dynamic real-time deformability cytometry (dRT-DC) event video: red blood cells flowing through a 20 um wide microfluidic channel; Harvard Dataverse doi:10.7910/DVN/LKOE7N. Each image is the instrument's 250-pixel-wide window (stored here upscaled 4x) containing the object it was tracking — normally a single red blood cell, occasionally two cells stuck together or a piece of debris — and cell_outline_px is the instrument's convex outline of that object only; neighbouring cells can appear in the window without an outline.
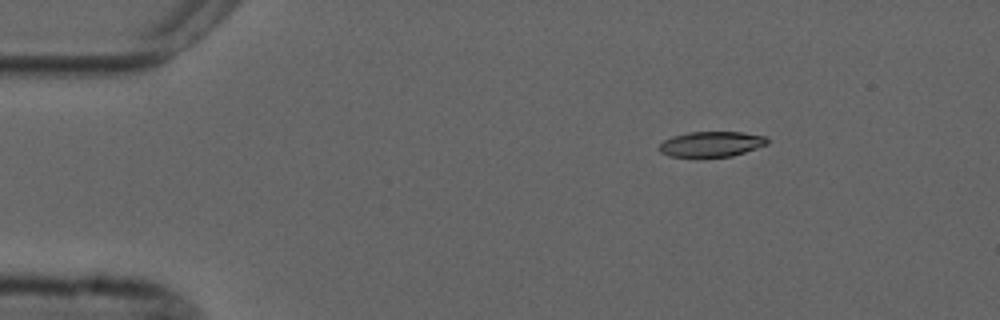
{"species": "common noctule bat (a hibernating species)", "species_latin": "Nyctalus noctula", "temperature_condition": "cold", "stored_images_in_passage": 4, "camera_frame_rate_fps": 3000, "um_per_image_px": 0.085, "animal": {"sex": "male", "forearm_length_mm": 52.5}, "frame": {"image": 1, "passage_image": 1, "time_ms": 0.0, "image_size_px": [1000, 320], "cell_outline_px": [[768, 144], [732, 156], [696, 160], [668, 156], [660, 152], [656, 148], [664, 140], [672, 136], [688, 132], [740, 132], [764, 136], [768, 140]], "centroid_in_image_um": [60.36, 12.3], "position_along_channel_um": 24.6, "area_um2": 16.7}}
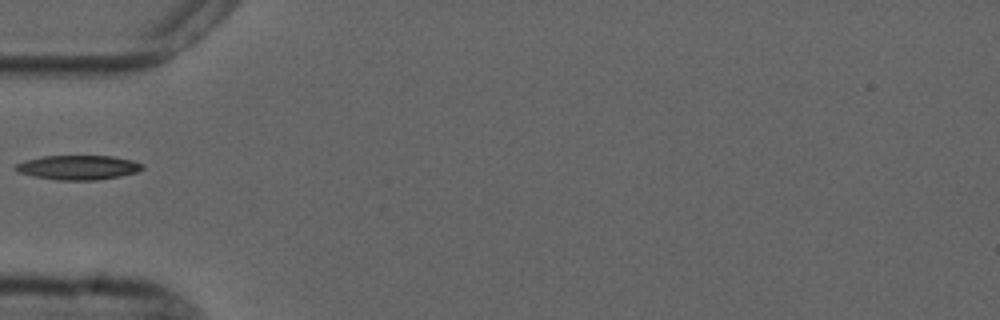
{"frame": {"image": 2, "passage_image": 4, "time_ms": 3.333, "image_size_px": [1000, 320], "cell_outline_px": [[144, 168], [136, 172], [120, 176], [96, 180], [56, 180], [32, 176], [20, 172], [12, 168], [16, 164], [24, 160], [44, 156], [112, 156], [132, 160], [144, 164]], "centroid_in_image_um": [6.63, 14.23], "position_along_channel_um": 78.4, "area_um2": 18.09}}